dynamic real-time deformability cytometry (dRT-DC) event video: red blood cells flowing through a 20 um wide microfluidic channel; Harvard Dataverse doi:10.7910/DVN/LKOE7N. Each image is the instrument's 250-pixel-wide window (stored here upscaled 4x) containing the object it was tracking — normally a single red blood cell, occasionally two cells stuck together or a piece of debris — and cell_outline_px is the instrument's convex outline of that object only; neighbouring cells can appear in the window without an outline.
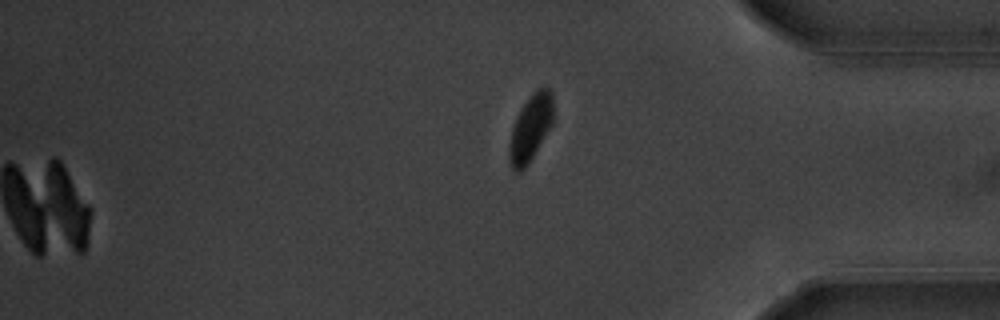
{"species": "common noctule bat (a hibernating species)", "species_latin": "Nyctalus noctula", "temperature_condition": "warm", "stored_images_in_passage": 54, "segment_of_instrument_passage": [2, 2], "camera_frame_rate_fps": 3000, "um_per_image_px": 0.085, "animal": {"sex": "male", "body_mass_g": 20.1, "forearm_length_mm": 53.5}, "frame": {"image": 1, "passage_image": 54, "time_ms": 17.667, "image_size_px": [1000, 320], "cell_outline_px": [[556, 120], [528, 164], [520, 172], [516, 172], [512, 168], [508, 160], [508, 144], [512, 128], [516, 116], [520, 108], [528, 96], [536, 88], [548, 84], [552, 88]], "centroid_in_image_um": [45.15, 10.79], "position_along_channel_um": 390.1, "area_um2": 18.21}}